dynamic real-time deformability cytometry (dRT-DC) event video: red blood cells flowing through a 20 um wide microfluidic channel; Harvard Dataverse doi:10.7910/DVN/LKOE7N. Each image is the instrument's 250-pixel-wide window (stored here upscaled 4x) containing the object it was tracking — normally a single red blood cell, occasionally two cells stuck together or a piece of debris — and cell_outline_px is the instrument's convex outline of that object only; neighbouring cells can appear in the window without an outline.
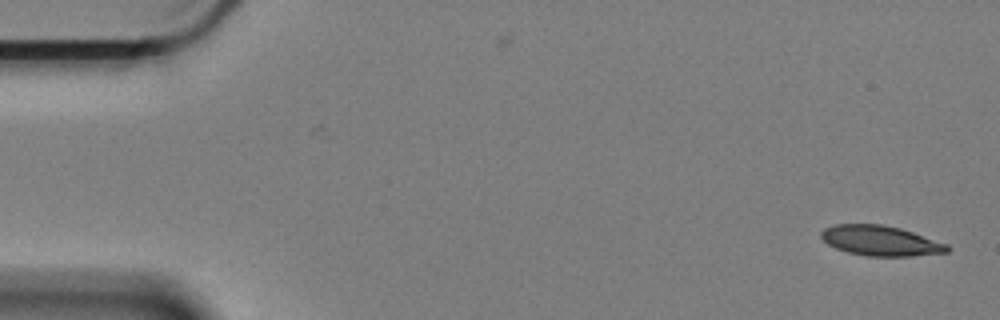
{"species": "Egyptian fruit bat (a non-hibernating species)", "species_latin": "Rousettus aegyptiacus", "temperature_condition": "cold", "stored_images_in_passage": 58, "camera_frame_rate_fps": 3000, "um_per_image_px": 0.085, "animal": {"sex": "female"}, "frame": {"image": 1, "passage_image": 1, "time_ms": 0.0, "image_size_px": [1000, 320], "cell_outline_px": [[952, 248], [948, 252], [912, 256], [868, 256], [848, 252], [836, 248], [828, 244], [820, 236], [820, 232], [824, 228], [836, 224], [884, 224], [900, 228], [948, 244]], "centroid_in_image_um": [74.86, 20.46], "position_along_channel_um": 10.1, "area_um2": 22.14}}
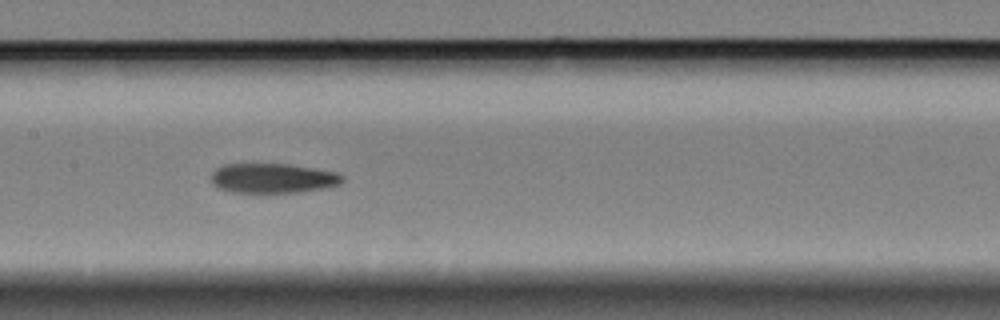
{"frame": {"image": 2, "passage_image": 28, "time_ms": 9.0, "image_size_px": [1000, 320], "cell_outline_px": [[344, 180], [340, 184], [300, 192], [232, 192], [220, 188], [212, 184], [212, 172], [216, 168], [224, 164], [288, 164], [336, 172], [344, 176]], "centroid_in_image_um": [23.18, 15.14], "position_along_channel_um": 184.2, "area_um2": 22.48}}
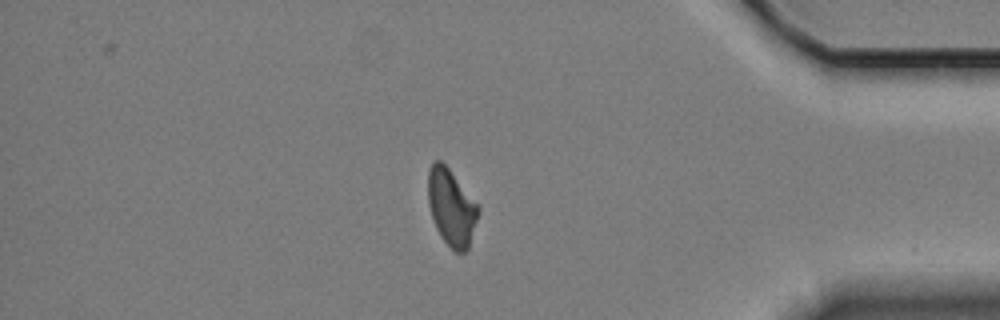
{"frame": {"image": 3, "passage_image": 50, "time_ms": 16.333, "image_size_px": [1000, 320], "cell_outline_px": [[480, 212], [468, 248], [464, 252], [456, 252], [440, 236], [436, 228], [428, 204], [428, 168], [436, 160], [440, 160], [448, 168], [480, 208]], "centroid_in_image_um": [38.36, 17.63], "position_along_channel_um": 396.8, "area_um2": 22.08}, "authors_computed_cell_mechanics": {"area_um2": 23.2934, "velocity_mm_per_s": 3.3126, "shape_relaxation_time_tau1_ms": null, "shape_relaxation_time_tau2_ms": 8.5802, "deformation_change_tau1": null, "deformation_change_tau2": 0.15}}